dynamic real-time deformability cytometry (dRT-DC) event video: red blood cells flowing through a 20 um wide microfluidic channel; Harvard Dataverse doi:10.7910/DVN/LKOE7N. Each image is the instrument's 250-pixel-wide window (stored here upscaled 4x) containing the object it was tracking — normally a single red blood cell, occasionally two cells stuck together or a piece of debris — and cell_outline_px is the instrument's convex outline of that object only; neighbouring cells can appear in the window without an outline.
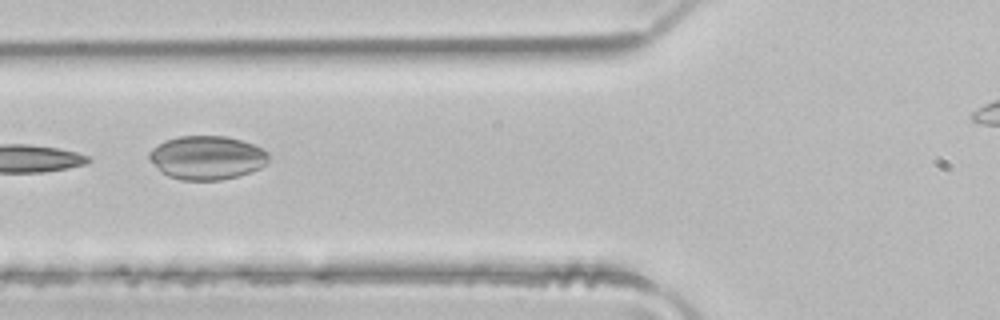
{"species": "common noctule bat (a hibernating species)", "species_latin": "Nyctalus noctula", "temperature_condition": "room temperature", "stored_images_in_passage": 6, "segment_of_instrument_passage": [1, 2], "camera_frame_rate_fps": 3000, "um_per_image_px": 0.085, "animal": {"sex": "male", "body_mass_g": 21.5, "forearm_length_mm": 52.0}, "frame": {"image": 1, "passage_image": 5, "time_ms": 1.333, "image_size_px": [1000, 320], "cell_outline_px": [[268, 160], [260, 168], [236, 176], [220, 180], [184, 180], [168, 176], [160, 172], [148, 160], [148, 152], [152, 148], [164, 140], [180, 136], [228, 136], [264, 148], [268, 152]], "centroid_in_image_um": [17.54, 13.39], "position_along_channel_um": 108.3, "area_um2": 30.52}}